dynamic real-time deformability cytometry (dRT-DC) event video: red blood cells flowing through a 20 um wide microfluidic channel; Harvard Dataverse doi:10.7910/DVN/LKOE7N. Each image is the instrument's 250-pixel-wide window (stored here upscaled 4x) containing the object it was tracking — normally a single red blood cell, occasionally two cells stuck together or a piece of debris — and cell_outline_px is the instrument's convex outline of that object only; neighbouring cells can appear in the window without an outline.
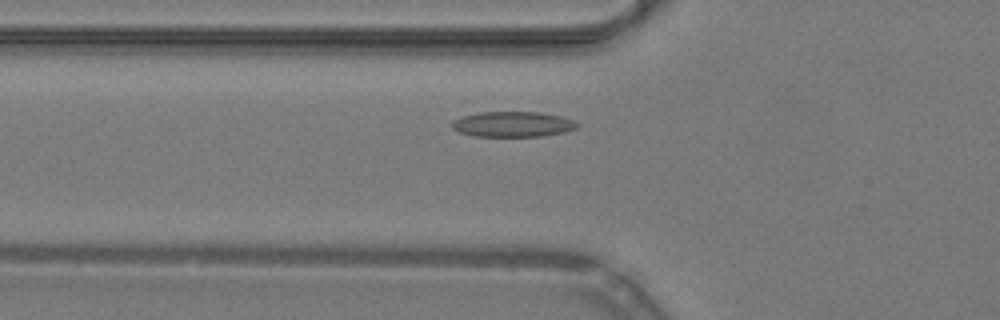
{"species": "common noctule bat (a hibernating species)", "species_latin": "Nyctalus noctula", "temperature_condition": "warm", "stored_images_in_passage": 17, "camera_frame_rate_fps": 3000, "um_per_image_px": 0.085, "animal": {"sex": "male", "body_mass_g": 19.2, "forearm_length_mm": 51.8}, "frame": {"image": 1, "passage_image": 4, "time_ms": 1.0, "image_size_px": [1000, 320], "cell_outline_px": [[580, 128], [564, 132], [540, 136], [472, 136], [460, 132], [452, 128], [448, 124], [452, 120], [480, 108], [536, 108], [576, 120], [580, 124]], "centroid_in_image_um": [43.58, 10.43], "position_along_channel_um": 82.2, "area_um2": 21.1}}
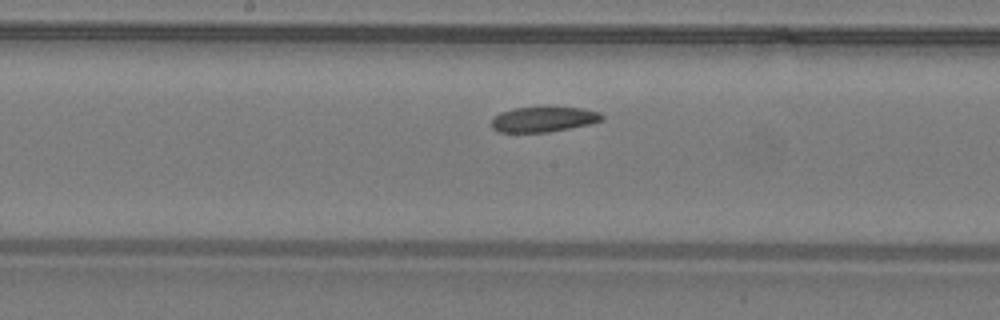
{"frame": {"image": 2, "passage_image": 11, "time_ms": 3.333, "image_size_px": [1000, 320], "cell_outline_px": [[604, 120], [588, 124], [548, 132], [496, 132], [492, 128], [492, 116], [500, 112], [512, 108], [540, 104], [548, 104], [584, 108], [600, 112], [604, 116]], "centroid_in_image_um": [46.19, 10.07], "position_along_channel_um": 202.0, "area_um2": 17.28}}
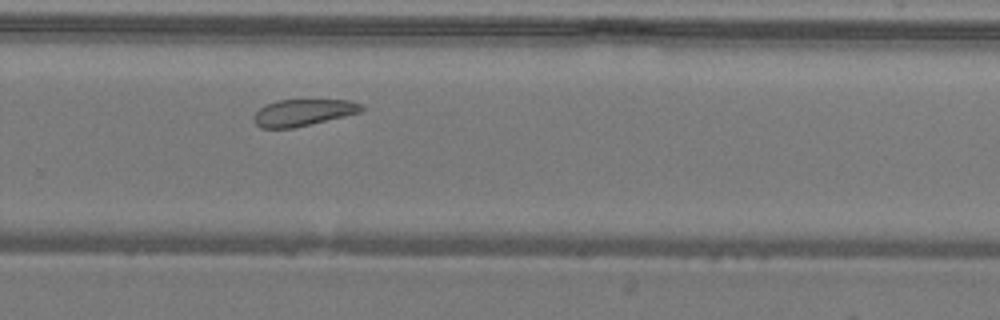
{"frame": {"image": 3, "passage_image": 17, "time_ms": 5.333, "image_size_px": [1000, 320], "cell_outline_px": [[364, 112], [312, 124], [292, 128], [260, 128], [256, 124], [256, 112], [260, 108], [280, 96], [344, 96], [364, 104]], "centroid_in_image_um": [25.95, 9.42], "position_along_channel_um": 303.8, "area_um2": 19.02}}